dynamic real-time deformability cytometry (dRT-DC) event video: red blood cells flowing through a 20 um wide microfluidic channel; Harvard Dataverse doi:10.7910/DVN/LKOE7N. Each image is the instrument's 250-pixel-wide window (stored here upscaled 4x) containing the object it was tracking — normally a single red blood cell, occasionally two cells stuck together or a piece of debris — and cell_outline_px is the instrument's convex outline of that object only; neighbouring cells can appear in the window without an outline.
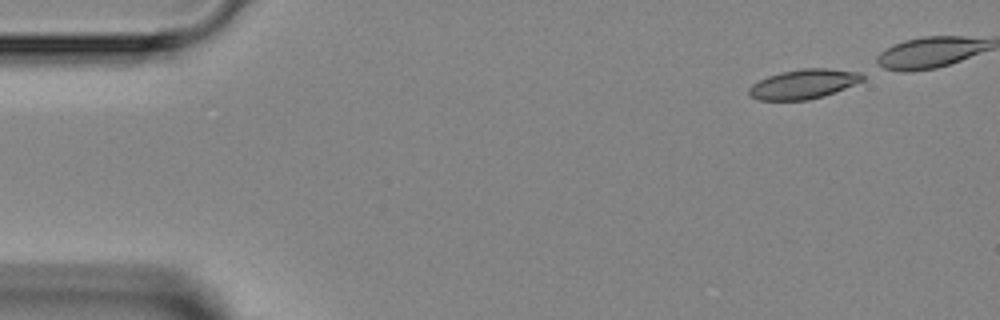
{"species": "Egyptian fruit bat (a non-hibernating species)", "species_latin": "Rousettus aegyptiacus", "temperature_condition": "room temperature", "stored_images_in_passage": 3, "camera_frame_rate_fps": 3000, "um_per_image_px": 0.085, "animal": {"sex": "female"}, "frame": {"image": 1, "passage_image": 1, "time_ms": 0.0, "image_size_px": [1000, 320], "cell_outline_px": [[864, 80], [824, 96], [808, 100], [760, 100], [748, 96], [748, 88], [752, 84], [768, 76], [780, 72], [804, 68], [828, 68], [860, 72], [864, 76]], "centroid_in_image_um": [68.28, 7.14], "position_along_channel_um": 16.7, "area_um2": 19.54}}